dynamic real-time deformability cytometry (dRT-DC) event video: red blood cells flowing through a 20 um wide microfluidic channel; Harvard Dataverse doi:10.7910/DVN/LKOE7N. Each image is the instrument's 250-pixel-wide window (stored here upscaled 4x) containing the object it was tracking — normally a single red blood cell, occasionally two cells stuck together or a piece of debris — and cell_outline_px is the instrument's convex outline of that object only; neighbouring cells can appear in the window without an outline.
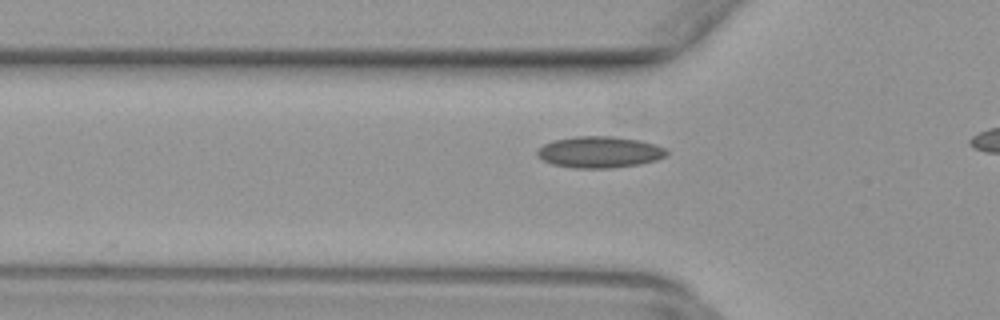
{"species": "common noctule bat (a hibernating species)", "species_latin": "Nyctalus noctula", "temperature_condition": "warm", "stored_images_in_passage": 35, "camera_frame_rate_fps": 3000, "um_per_image_px": 0.085, "animal": {"sex": "female", "body_mass_g": 29.2, "forearm_length_mm": 56.3}, "frame": {"image": 1, "passage_image": 11, "time_ms": 3.333, "image_size_px": [1000, 320], "cell_outline_px": [[664, 152], [660, 156], [648, 160], [624, 164], [564, 164], [552, 160], [544, 156], [540, 152], [544, 148], [552, 144], [564, 140], [624, 140], [644, 144], [656, 148]], "centroid_in_image_um": [50.98, 12.93], "position_along_channel_um": 74.8, "area_um2": 17.34}}
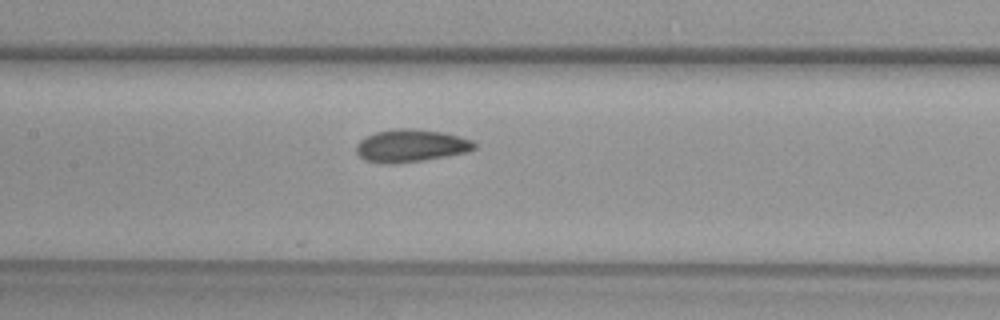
{"frame": {"image": 2, "passage_image": 18, "time_ms": 5.667, "image_size_px": [1000, 320], "cell_outline_px": [[472, 144], [468, 148], [452, 152], [428, 156], [400, 160], [380, 160], [364, 156], [360, 148], [368, 140], [376, 136], [388, 132], [420, 132], [448, 136]], "centroid_in_image_um": [34.87, 12.38], "position_along_channel_um": 172.5, "area_um2": 16.18}}
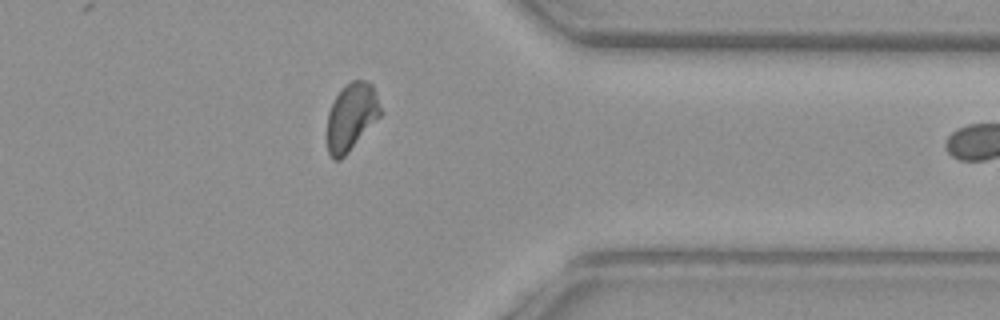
{"frame": {"image": 3, "passage_image": 34, "time_ms": 11.0, "image_size_px": [1000, 320], "cell_outline_px": [[372, 112], [348, 148], [340, 156], [332, 156], [328, 148], [328, 120], [332, 108], [340, 92], [344, 88], [352, 84], [356, 84], [368, 88]], "centroid_in_image_um": [29.57, 10.01], "position_along_channel_um": 381.8, "area_um2": 15.32}}